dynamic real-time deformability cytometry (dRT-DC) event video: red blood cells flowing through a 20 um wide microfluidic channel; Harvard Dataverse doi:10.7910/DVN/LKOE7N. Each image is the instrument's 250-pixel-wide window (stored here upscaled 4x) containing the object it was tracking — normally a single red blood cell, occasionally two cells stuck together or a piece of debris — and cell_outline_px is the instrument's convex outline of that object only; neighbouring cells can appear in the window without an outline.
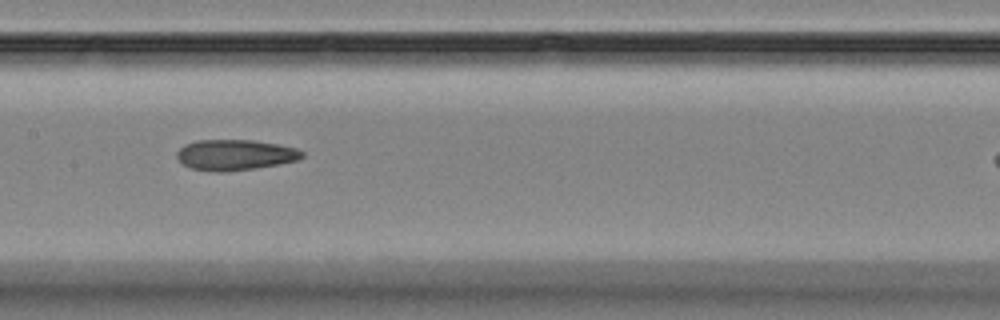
{"species": "Egyptian fruit bat (a non-hibernating species)", "species_latin": "Rousettus aegyptiacus", "temperature_condition": "room temperature", "stored_images_in_passage": 8, "camera_frame_rate_fps": 3000, "um_per_image_px": 0.085, "animal": {"sex": "female"}, "frame": {"image": 1, "passage_image": 5, "time_ms": 5.0, "image_size_px": [1000, 320], "cell_outline_px": [[304, 156], [296, 160], [280, 164], [224, 172], [216, 172], [192, 168], [184, 164], [176, 156], [176, 152], [184, 144], [196, 140], [252, 140], [276, 144], [296, 148], [304, 152]], "centroid_in_image_um": [19.96, 13.16], "position_along_channel_um": 187.4, "area_um2": 22.2}}